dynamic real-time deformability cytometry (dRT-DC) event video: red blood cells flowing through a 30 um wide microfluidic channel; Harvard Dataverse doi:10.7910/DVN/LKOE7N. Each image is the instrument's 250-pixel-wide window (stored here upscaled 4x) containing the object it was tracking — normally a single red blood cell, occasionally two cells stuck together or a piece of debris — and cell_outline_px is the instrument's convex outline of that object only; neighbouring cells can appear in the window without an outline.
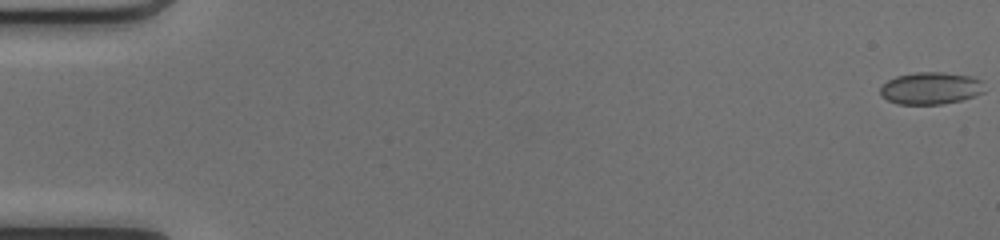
{"species": "common noctule bat (a hibernating species)", "species_latin": "Nyctalus noctula", "temperature_condition": "cold", "stored_images_in_passage": 50, "camera_frame_rate_fps": 3000, "um_per_image_px": 0.085, "animal": {"sex": "female", "body_mass_g": 17.0, "forearm_length_mm": 48.0}, "frame": {"image": 1, "passage_image": 1, "time_ms": 0.0, "image_size_px": [1000, 240], "cell_outline_px": [[984, 92], [960, 100], [940, 104], [896, 104], [880, 96], [880, 88], [888, 80], [896, 76], [912, 72], [944, 72], [972, 76], [984, 80]], "centroid_in_image_um": [79.11, 7.48], "position_along_channel_um": 5.9, "area_um2": 19.71}}
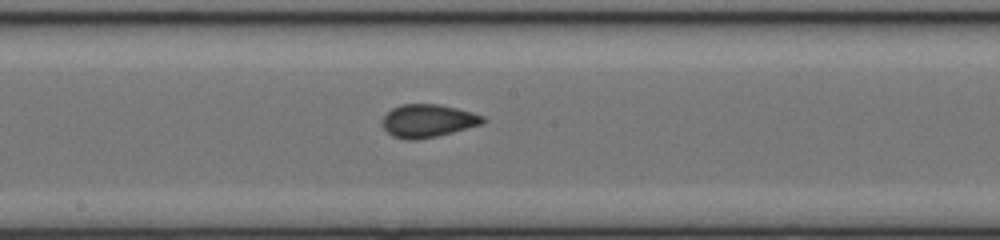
{"frame": {"image": 2, "passage_image": 28, "time_ms": 9.0, "image_size_px": [1000, 240], "cell_outline_px": [[484, 124], [436, 136], [416, 140], [404, 140], [392, 136], [384, 128], [384, 116], [392, 108], [400, 104], [440, 104], [472, 112], [484, 116]], "centroid_in_image_um": [36.38, 10.27], "position_along_channel_um": 211.8, "area_um2": 19.25}}
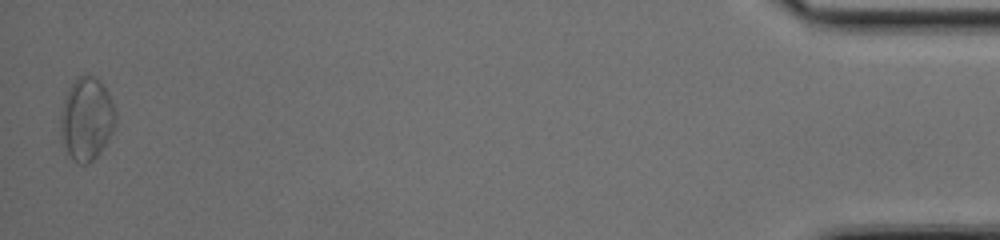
{"frame": {"image": 3, "passage_image": 50, "time_ms": 16.333, "image_size_px": [1000, 240], "cell_outline_px": [[116, 124], [112, 132], [100, 152], [88, 164], [80, 164], [60, 144], [60, 112], [68, 88], [76, 76], [84, 72], [96, 76], [104, 84], [108, 92], [116, 112]], "centroid_in_image_um": [7.34, 10.04], "position_along_channel_um": 427.9, "area_um2": 27.17}, "authors_computed_cell_mechanics": {"area_um2": 19.4208, "velocity_mm_per_s": 4.2029, "shape_relaxation_time_tau1_ms": null, "shape_relaxation_time_tau2_ms": 0.7881, "deformation_change_tau1": null, "deformation_change_tau2": 0.0446}}